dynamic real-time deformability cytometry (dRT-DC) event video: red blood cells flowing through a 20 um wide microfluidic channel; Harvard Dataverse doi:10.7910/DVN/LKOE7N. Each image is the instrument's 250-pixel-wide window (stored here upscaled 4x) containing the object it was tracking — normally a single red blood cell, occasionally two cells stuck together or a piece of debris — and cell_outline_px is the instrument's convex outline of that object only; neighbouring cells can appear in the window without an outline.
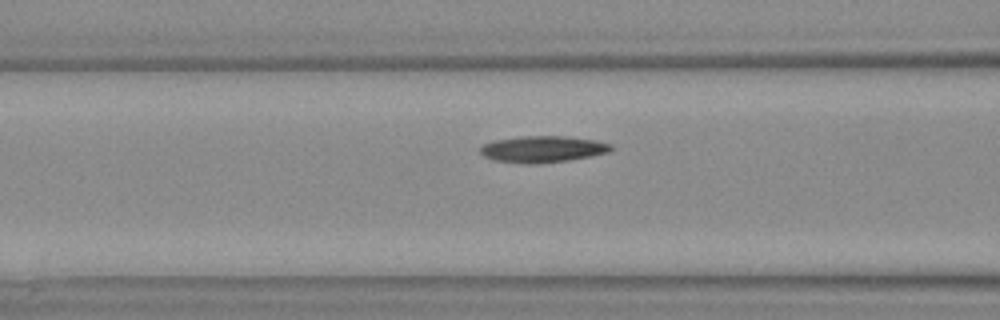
{"species": "Egyptian fruit bat (a non-hibernating species)", "species_latin": "Rousettus aegyptiacus", "temperature_condition": "warm", "stored_images_in_passage": 15, "camera_frame_rate_fps": 3000, "um_per_image_px": 0.085, "animal": {"sex": "female"}, "frame": {"image": 1, "passage_image": 13, "time_ms": 4.0, "image_size_px": [1000, 320], "cell_outline_px": [[612, 148], [608, 152], [568, 160], [536, 164], [528, 164], [496, 160], [484, 156], [480, 152], [480, 148], [484, 144], [492, 140], [520, 136], [564, 136], [596, 140], [612, 144]], "centroid_in_image_um": [46.11, 12.66], "position_along_channel_um": 120.5, "area_um2": 20.06}}